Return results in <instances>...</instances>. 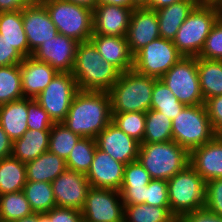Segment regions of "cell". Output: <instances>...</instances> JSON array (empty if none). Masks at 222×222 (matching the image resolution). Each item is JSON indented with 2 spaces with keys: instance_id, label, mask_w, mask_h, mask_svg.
I'll use <instances>...</instances> for the list:
<instances>
[{
  "instance_id": "cell-1",
  "label": "cell",
  "mask_w": 222,
  "mask_h": 222,
  "mask_svg": "<svg viewBox=\"0 0 222 222\" xmlns=\"http://www.w3.org/2000/svg\"><path fill=\"white\" fill-rule=\"evenodd\" d=\"M111 121V100L108 92L78 90L62 123L82 138L95 139Z\"/></svg>"
},
{
  "instance_id": "cell-2",
  "label": "cell",
  "mask_w": 222,
  "mask_h": 222,
  "mask_svg": "<svg viewBox=\"0 0 222 222\" xmlns=\"http://www.w3.org/2000/svg\"><path fill=\"white\" fill-rule=\"evenodd\" d=\"M72 75L78 90L108 92L119 79L121 71L103 60L91 41L78 43Z\"/></svg>"
},
{
  "instance_id": "cell-3",
  "label": "cell",
  "mask_w": 222,
  "mask_h": 222,
  "mask_svg": "<svg viewBox=\"0 0 222 222\" xmlns=\"http://www.w3.org/2000/svg\"><path fill=\"white\" fill-rule=\"evenodd\" d=\"M157 79L137 73L134 69L121 72L108 91L112 113L143 112L150 110L154 82Z\"/></svg>"
},
{
  "instance_id": "cell-4",
  "label": "cell",
  "mask_w": 222,
  "mask_h": 222,
  "mask_svg": "<svg viewBox=\"0 0 222 222\" xmlns=\"http://www.w3.org/2000/svg\"><path fill=\"white\" fill-rule=\"evenodd\" d=\"M190 153L175 141L141 143L137 160L152 179L168 181L189 164Z\"/></svg>"
},
{
  "instance_id": "cell-5",
  "label": "cell",
  "mask_w": 222,
  "mask_h": 222,
  "mask_svg": "<svg viewBox=\"0 0 222 222\" xmlns=\"http://www.w3.org/2000/svg\"><path fill=\"white\" fill-rule=\"evenodd\" d=\"M60 34L77 42L90 41L93 34V9L68 0H42Z\"/></svg>"
},
{
  "instance_id": "cell-6",
  "label": "cell",
  "mask_w": 222,
  "mask_h": 222,
  "mask_svg": "<svg viewBox=\"0 0 222 222\" xmlns=\"http://www.w3.org/2000/svg\"><path fill=\"white\" fill-rule=\"evenodd\" d=\"M219 18L215 5L197 4L173 39L178 52L184 57H198Z\"/></svg>"
},
{
  "instance_id": "cell-7",
  "label": "cell",
  "mask_w": 222,
  "mask_h": 222,
  "mask_svg": "<svg viewBox=\"0 0 222 222\" xmlns=\"http://www.w3.org/2000/svg\"><path fill=\"white\" fill-rule=\"evenodd\" d=\"M167 186L170 212L177 219L205 207L206 182L190 164L170 178Z\"/></svg>"
},
{
  "instance_id": "cell-8",
  "label": "cell",
  "mask_w": 222,
  "mask_h": 222,
  "mask_svg": "<svg viewBox=\"0 0 222 222\" xmlns=\"http://www.w3.org/2000/svg\"><path fill=\"white\" fill-rule=\"evenodd\" d=\"M216 136L205 104L185 106L172 119V138L189 153Z\"/></svg>"
},
{
  "instance_id": "cell-9",
  "label": "cell",
  "mask_w": 222,
  "mask_h": 222,
  "mask_svg": "<svg viewBox=\"0 0 222 222\" xmlns=\"http://www.w3.org/2000/svg\"><path fill=\"white\" fill-rule=\"evenodd\" d=\"M160 80L185 106L205 104L199 83L197 57H184L173 65Z\"/></svg>"
},
{
  "instance_id": "cell-10",
  "label": "cell",
  "mask_w": 222,
  "mask_h": 222,
  "mask_svg": "<svg viewBox=\"0 0 222 222\" xmlns=\"http://www.w3.org/2000/svg\"><path fill=\"white\" fill-rule=\"evenodd\" d=\"M181 58L173 41L160 37L133 55V69L139 74L160 79Z\"/></svg>"
},
{
  "instance_id": "cell-11",
  "label": "cell",
  "mask_w": 222,
  "mask_h": 222,
  "mask_svg": "<svg viewBox=\"0 0 222 222\" xmlns=\"http://www.w3.org/2000/svg\"><path fill=\"white\" fill-rule=\"evenodd\" d=\"M77 91L78 87L72 73L58 72L35 100L54 123H62Z\"/></svg>"
},
{
  "instance_id": "cell-12",
  "label": "cell",
  "mask_w": 222,
  "mask_h": 222,
  "mask_svg": "<svg viewBox=\"0 0 222 222\" xmlns=\"http://www.w3.org/2000/svg\"><path fill=\"white\" fill-rule=\"evenodd\" d=\"M81 212L87 222H124L121 193L119 190L91 187Z\"/></svg>"
},
{
  "instance_id": "cell-13",
  "label": "cell",
  "mask_w": 222,
  "mask_h": 222,
  "mask_svg": "<svg viewBox=\"0 0 222 222\" xmlns=\"http://www.w3.org/2000/svg\"><path fill=\"white\" fill-rule=\"evenodd\" d=\"M51 184L57 207L83 209L91 188L85 174L66 169Z\"/></svg>"
},
{
  "instance_id": "cell-14",
  "label": "cell",
  "mask_w": 222,
  "mask_h": 222,
  "mask_svg": "<svg viewBox=\"0 0 222 222\" xmlns=\"http://www.w3.org/2000/svg\"><path fill=\"white\" fill-rule=\"evenodd\" d=\"M78 43L76 40L58 33L43 42L32 54L36 60L48 63L58 72H72Z\"/></svg>"
},
{
  "instance_id": "cell-15",
  "label": "cell",
  "mask_w": 222,
  "mask_h": 222,
  "mask_svg": "<svg viewBox=\"0 0 222 222\" xmlns=\"http://www.w3.org/2000/svg\"><path fill=\"white\" fill-rule=\"evenodd\" d=\"M22 20L29 50L33 53L43 42L58 34L56 25L40 1L22 9Z\"/></svg>"
},
{
  "instance_id": "cell-16",
  "label": "cell",
  "mask_w": 222,
  "mask_h": 222,
  "mask_svg": "<svg viewBox=\"0 0 222 222\" xmlns=\"http://www.w3.org/2000/svg\"><path fill=\"white\" fill-rule=\"evenodd\" d=\"M97 148L124 164L136 161L140 143L112 121L95 138Z\"/></svg>"
},
{
  "instance_id": "cell-17",
  "label": "cell",
  "mask_w": 222,
  "mask_h": 222,
  "mask_svg": "<svg viewBox=\"0 0 222 222\" xmlns=\"http://www.w3.org/2000/svg\"><path fill=\"white\" fill-rule=\"evenodd\" d=\"M125 165L96 148L92 164L85 175L91 187L119 190L123 183Z\"/></svg>"
},
{
  "instance_id": "cell-18",
  "label": "cell",
  "mask_w": 222,
  "mask_h": 222,
  "mask_svg": "<svg viewBox=\"0 0 222 222\" xmlns=\"http://www.w3.org/2000/svg\"><path fill=\"white\" fill-rule=\"evenodd\" d=\"M158 38L160 34L156 11L143 7L133 9L126 33L130 52L134 55Z\"/></svg>"
},
{
  "instance_id": "cell-19",
  "label": "cell",
  "mask_w": 222,
  "mask_h": 222,
  "mask_svg": "<svg viewBox=\"0 0 222 222\" xmlns=\"http://www.w3.org/2000/svg\"><path fill=\"white\" fill-rule=\"evenodd\" d=\"M133 9L97 4L93 9V34L126 36Z\"/></svg>"
},
{
  "instance_id": "cell-20",
  "label": "cell",
  "mask_w": 222,
  "mask_h": 222,
  "mask_svg": "<svg viewBox=\"0 0 222 222\" xmlns=\"http://www.w3.org/2000/svg\"><path fill=\"white\" fill-rule=\"evenodd\" d=\"M189 164L205 182L222 178V135L190 152Z\"/></svg>"
},
{
  "instance_id": "cell-21",
  "label": "cell",
  "mask_w": 222,
  "mask_h": 222,
  "mask_svg": "<svg viewBox=\"0 0 222 222\" xmlns=\"http://www.w3.org/2000/svg\"><path fill=\"white\" fill-rule=\"evenodd\" d=\"M21 84L24 98L35 99L52 81L58 71L46 62L29 56L20 63Z\"/></svg>"
},
{
  "instance_id": "cell-22",
  "label": "cell",
  "mask_w": 222,
  "mask_h": 222,
  "mask_svg": "<svg viewBox=\"0 0 222 222\" xmlns=\"http://www.w3.org/2000/svg\"><path fill=\"white\" fill-rule=\"evenodd\" d=\"M90 41L97 48L103 60L112 63L121 72L133 69V54L130 52L126 36L92 34Z\"/></svg>"
},
{
  "instance_id": "cell-23",
  "label": "cell",
  "mask_w": 222,
  "mask_h": 222,
  "mask_svg": "<svg viewBox=\"0 0 222 222\" xmlns=\"http://www.w3.org/2000/svg\"><path fill=\"white\" fill-rule=\"evenodd\" d=\"M197 4V0H182L155 10L160 37L173 41L178 29Z\"/></svg>"
},
{
  "instance_id": "cell-24",
  "label": "cell",
  "mask_w": 222,
  "mask_h": 222,
  "mask_svg": "<svg viewBox=\"0 0 222 222\" xmlns=\"http://www.w3.org/2000/svg\"><path fill=\"white\" fill-rule=\"evenodd\" d=\"M50 130L28 129L21 138L13 141L12 156L21 162L36 159L49 148Z\"/></svg>"
},
{
  "instance_id": "cell-25",
  "label": "cell",
  "mask_w": 222,
  "mask_h": 222,
  "mask_svg": "<svg viewBox=\"0 0 222 222\" xmlns=\"http://www.w3.org/2000/svg\"><path fill=\"white\" fill-rule=\"evenodd\" d=\"M27 118V98L0 105V126L12 141L28 130Z\"/></svg>"
},
{
  "instance_id": "cell-26",
  "label": "cell",
  "mask_w": 222,
  "mask_h": 222,
  "mask_svg": "<svg viewBox=\"0 0 222 222\" xmlns=\"http://www.w3.org/2000/svg\"><path fill=\"white\" fill-rule=\"evenodd\" d=\"M25 164L27 181L51 183L67 169L65 160L49 151Z\"/></svg>"
},
{
  "instance_id": "cell-27",
  "label": "cell",
  "mask_w": 222,
  "mask_h": 222,
  "mask_svg": "<svg viewBox=\"0 0 222 222\" xmlns=\"http://www.w3.org/2000/svg\"><path fill=\"white\" fill-rule=\"evenodd\" d=\"M0 34L25 58L32 56L24 31L22 10L0 12Z\"/></svg>"
},
{
  "instance_id": "cell-28",
  "label": "cell",
  "mask_w": 222,
  "mask_h": 222,
  "mask_svg": "<svg viewBox=\"0 0 222 222\" xmlns=\"http://www.w3.org/2000/svg\"><path fill=\"white\" fill-rule=\"evenodd\" d=\"M197 70L204 101L222 95V60L197 57Z\"/></svg>"
},
{
  "instance_id": "cell-29",
  "label": "cell",
  "mask_w": 222,
  "mask_h": 222,
  "mask_svg": "<svg viewBox=\"0 0 222 222\" xmlns=\"http://www.w3.org/2000/svg\"><path fill=\"white\" fill-rule=\"evenodd\" d=\"M26 182L24 162L13 156L0 159V195L23 191Z\"/></svg>"
},
{
  "instance_id": "cell-30",
  "label": "cell",
  "mask_w": 222,
  "mask_h": 222,
  "mask_svg": "<svg viewBox=\"0 0 222 222\" xmlns=\"http://www.w3.org/2000/svg\"><path fill=\"white\" fill-rule=\"evenodd\" d=\"M170 206L124 205V222H175Z\"/></svg>"
},
{
  "instance_id": "cell-31",
  "label": "cell",
  "mask_w": 222,
  "mask_h": 222,
  "mask_svg": "<svg viewBox=\"0 0 222 222\" xmlns=\"http://www.w3.org/2000/svg\"><path fill=\"white\" fill-rule=\"evenodd\" d=\"M23 192L34 213H46L56 207L55 196L50 182L27 181Z\"/></svg>"
},
{
  "instance_id": "cell-32",
  "label": "cell",
  "mask_w": 222,
  "mask_h": 222,
  "mask_svg": "<svg viewBox=\"0 0 222 222\" xmlns=\"http://www.w3.org/2000/svg\"><path fill=\"white\" fill-rule=\"evenodd\" d=\"M172 138V120L163 113L150 109L146 112L143 143L167 142Z\"/></svg>"
},
{
  "instance_id": "cell-33",
  "label": "cell",
  "mask_w": 222,
  "mask_h": 222,
  "mask_svg": "<svg viewBox=\"0 0 222 222\" xmlns=\"http://www.w3.org/2000/svg\"><path fill=\"white\" fill-rule=\"evenodd\" d=\"M33 213L23 191L0 195V221L15 222Z\"/></svg>"
},
{
  "instance_id": "cell-34",
  "label": "cell",
  "mask_w": 222,
  "mask_h": 222,
  "mask_svg": "<svg viewBox=\"0 0 222 222\" xmlns=\"http://www.w3.org/2000/svg\"><path fill=\"white\" fill-rule=\"evenodd\" d=\"M24 98L20 64L0 67V105Z\"/></svg>"
},
{
  "instance_id": "cell-35",
  "label": "cell",
  "mask_w": 222,
  "mask_h": 222,
  "mask_svg": "<svg viewBox=\"0 0 222 222\" xmlns=\"http://www.w3.org/2000/svg\"><path fill=\"white\" fill-rule=\"evenodd\" d=\"M184 107L160 79L154 82L150 109L157 110L172 120Z\"/></svg>"
},
{
  "instance_id": "cell-36",
  "label": "cell",
  "mask_w": 222,
  "mask_h": 222,
  "mask_svg": "<svg viewBox=\"0 0 222 222\" xmlns=\"http://www.w3.org/2000/svg\"><path fill=\"white\" fill-rule=\"evenodd\" d=\"M96 148L94 138H81L65 160L66 168L86 174L94 159Z\"/></svg>"
},
{
  "instance_id": "cell-37",
  "label": "cell",
  "mask_w": 222,
  "mask_h": 222,
  "mask_svg": "<svg viewBox=\"0 0 222 222\" xmlns=\"http://www.w3.org/2000/svg\"><path fill=\"white\" fill-rule=\"evenodd\" d=\"M81 138L63 123H55L50 129L48 151L66 160L75 144Z\"/></svg>"
},
{
  "instance_id": "cell-38",
  "label": "cell",
  "mask_w": 222,
  "mask_h": 222,
  "mask_svg": "<svg viewBox=\"0 0 222 222\" xmlns=\"http://www.w3.org/2000/svg\"><path fill=\"white\" fill-rule=\"evenodd\" d=\"M145 121L146 113L143 112L112 113V122L140 144L143 143Z\"/></svg>"
},
{
  "instance_id": "cell-39",
  "label": "cell",
  "mask_w": 222,
  "mask_h": 222,
  "mask_svg": "<svg viewBox=\"0 0 222 222\" xmlns=\"http://www.w3.org/2000/svg\"><path fill=\"white\" fill-rule=\"evenodd\" d=\"M200 58L222 60V19L219 18L206 38Z\"/></svg>"
},
{
  "instance_id": "cell-40",
  "label": "cell",
  "mask_w": 222,
  "mask_h": 222,
  "mask_svg": "<svg viewBox=\"0 0 222 222\" xmlns=\"http://www.w3.org/2000/svg\"><path fill=\"white\" fill-rule=\"evenodd\" d=\"M27 126L32 130H50L55 124L35 99L27 98Z\"/></svg>"
},
{
  "instance_id": "cell-41",
  "label": "cell",
  "mask_w": 222,
  "mask_h": 222,
  "mask_svg": "<svg viewBox=\"0 0 222 222\" xmlns=\"http://www.w3.org/2000/svg\"><path fill=\"white\" fill-rule=\"evenodd\" d=\"M151 180L149 172L136 160L125 165L121 187H143Z\"/></svg>"
},
{
  "instance_id": "cell-42",
  "label": "cell",
  "mask_w": 222,
  "mask_h": 222,
  "mask_svg": "<svg viewBox=\"0 0 222 222\" xmlns=\"http://www.w3.org/2000/svg\"><path fill=\"white\" fill-rule=\"evenodd\" d=\"M146 203L152 206H170L166 180L152 179L146 185Z\"/></svg>"
},
{
  "instance_id": "cell-43",
  "label": "cell",
  "mask_w": 222,
  "mask_h": 222,
  "mask_svg": "<svg viewBox=\"0 0 222 222\" xmlns=\"http://www.w3.org/2000/svg\"><path fill=\"white\" fill-rule=\"evenodd\" d=\"M205 208L222 216V178L206 182Z\"/></svg>"
},
{
  "instance_id": "cell-44",
  "label": "cell",
  "mask_w": 222,
  "mask_h": 222,
  "mask_svg": "<svg viewBox=\"0 0 222 222\" xmlns=\"http://www.w3.org/2000/svg\"><path fill=\"white\" fill-rule=\"evenodd\" d=\"M208 117L216 135H222V95L205 101Z\"/></svg>"
},
{
  "instance_id": "cell-45",
  "label": "cell",
  "mask_w": 222,
  "mask_h": 222,
  "mask_svg": "<svg viewBox=\"0 0 222 222\" xmlns=\"http://www.w3.org/2000/svg\"><path fill=\"white\" fill-rule=\"evenodd\" d=\"M25 57L0 34V67L20 64Z\"/></svg>"
},
{
  "instance_id": "cell-46",
  "label": "cell",
  "mask_w": 222,
  "mask_h": 222,
  "mask_svg": "<svg viewBox=\"0 0 222 222\" xmlns=\"http://www.w3.org/2000/svg\"><path fill=\"white\" fill-rule=\"evenodd\" d=\"M45 214L52 222H81L83 219L80 210L57 206Z\"/></svg>"
},
{
  "instance_id": "cell-47",
  "label": "cell",
  "mask_w": 222,
  "mask_h": 222,
  "mask_svg": "<svg viewBox=\"0 0 222 222\" xmlns=\"http://www.w3.org/2000/svg\"><path fill=\"white\" fill-rule=\"evenodd\" d=\"M119 192L124 205H139L146 203V186L120 187Z\"/></svg>"
},
{
  "instance_id": "cell-48",
  "label": "cell",
  "mask_w": 222,
  "mask_h": 222,
  "mask_svg": "<svg viewBox=\"0 0 222 222\" xmlns=\"http://www.w3.org/2000/svg\"><path fill=\"white\" fill-rule=\"evenodd\" d=\"M177 220L179 222H222V216H218L204 207L184 213Z\"/></svg>"
},
{
  "instance_id": "cell-49",
  "label": "cell",
  "mask_w": 222,
  "mask_h": 222,
  "mask_svg": "<svg viewBox=\"0 0 222 222\" xmlns=\"http://www.w3.org/2000/svg\"><path fill=\"white\" fill-rule=\"evenodd\" d=\"M35 2V0H0V12L22 10Z\"/></svg>"
},
{
  "instance_id": "cell-50",
  "label": "cell",
  "mask_w": 222,
  "mask_h": 222,
  "mask_svg": "<svg viewBox=\"0 0 222 222\" xmlns=\"http://www.w3.org/2000/svg\"><path fill=\"white\" fill-rule=\"evenodd\" d=\"M13 141L0 126V159L12 156Z\"/></svg>"
},
{
  "instance_id": "cell-51",
  "label": "cell",
  "mask_w": 222,
  "mask_h": 222,
  "mask_svg": "<svg viewBox=\"0 0 222 222\" xmlns=\"http://www.w3.org/2000/svg\"><path fill=\"white\" fill-rule=\"evenodd\" d=\"M179 1L182 0H147V4L143 8L157 10Z\"/></svg>"
},
{
  "instance_id": "cell-52",
  "label": "cell",
  "mask_w": 222,
  "mask_h": 222,
  "mask_svg": "<svg viewBox=\"0 0 222 222\" xmlns=\"http://www.w3.org/2000/svg\"><path fill=\"white\" fill-rule=\"evenodd\" d=\"M97 4L116 5L127 8H138L132 0H97Z\"/></svg>"
},
{
  "instance_id": "cell-53",
  "label": "cell",
  "mask_w": 222,
  "mask_h": 222,
  "mask_svg": "<svg viewBox=\"0 0 222 222\" xmlns=\"http://www.w3.org/2000/svg\"><path fill=\"white\" fill-rule=\"evenodd\" d=\"M68 1L87 6L91 9H94L95 6L97 5V0H68Z\"/></svg>"
},
{
  "instance_id": "cell-54",
  "label": "cell",
  "mask_w": 222,
  "mask_h": 222,
  "mask_svg": "<svg viewBox=\"0 0 222 222\" xmlns=\"http://www.w3.org/2000/svg\"><path fill=\"white\" fill-rule=\"evenodd\" d=\"M15 222H40V213H33Z\"/></svg>"
},
{
  "instance_id": "cell-55",
  "label": "cell",
  "mask_w": 222,
  "mask_h": 222,
  "mask_svg": "<svg viewBox=\"0 0 222 222\" xmlns=\"http://www.w3.org/2000/svg\"><path fill=\"white\" fill-rule=\"evenodd\" d=\"M220 0H197L201 5H216Z\"/></svg>"
},
{
  "instance_id": "cell-56",
  "label": "cell",
  "mask_w": 222,
  "mask_h": 222,
  "mask_svg": "<svg viewBox=\"0 0 222 222\" xmlns=\"http://www.w3.org/2000/svg\"><path fill=\"white\" fill-rule=\"evenodd\" d=\"M132 2L138 7H144L147 4V0H132Z\"/></svg>"
},
{
  "instance_id": "cell-57",
  "label": "cell",
  "mask_w": 222,
  "mask_h": 222,
  "mask_svg": "<svg viewBox=\"0 0 222 222\" xmlns=\"http://www.w3.org/2000/svg\"><path fill=\"white\" fill-rule=\"evenodd\" d=\"M216 10H217V13L219 15V17L222 19V0H220L216 5Z\"/></svg>"
},
{
  "instance_id": "cell-58",
  "label": "cell",
  "mask_w": 222,
  "mask_h": 222,
  "mask_svg": "<svg viewBox=\"0 0 222 222\" xmlns=\"http://www.w3.org/2000/svg\"><path fill=\"white\" fill-rule=\"evenodd\" d=\"M40 222H52L45 213H40Z\"/></svg>"
}]
</instances>
